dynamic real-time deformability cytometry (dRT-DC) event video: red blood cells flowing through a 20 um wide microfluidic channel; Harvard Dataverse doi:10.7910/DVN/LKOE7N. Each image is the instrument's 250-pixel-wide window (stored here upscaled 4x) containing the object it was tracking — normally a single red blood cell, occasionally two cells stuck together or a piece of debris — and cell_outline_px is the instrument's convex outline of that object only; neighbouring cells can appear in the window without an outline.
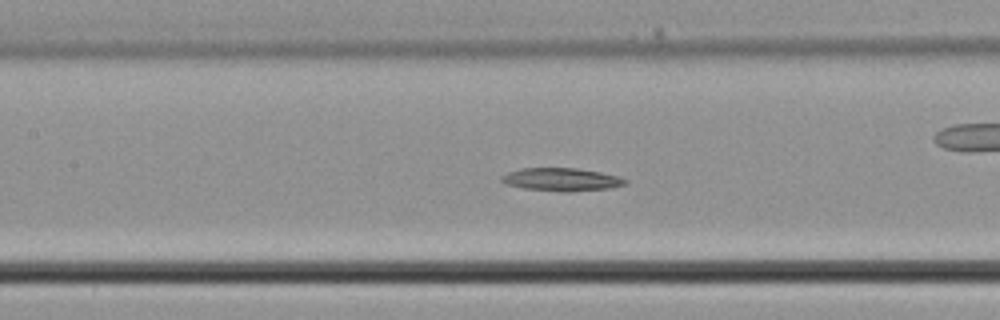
{"species": "common noctule bat (a hibernating species)", "species_latin": "Nyctalus noctula", "temperature_condition": "cold", "stored_images_in_passage": 38, "camera_frame_rate_fps": 3000, "um_per_image_px": 0.085, "animal": {"sex": "male", "body_mass_g": 21.5, "forearm_length_mm": 52.0}, "frame": {"image": 1, "passage_image": 17, "time_ms": 5.333, "image_size_px": [1000, 320], "cell_outline_px": [[628, 184], [608, 188], [572, 192], [564, 192], [524, 188], [508, 184], [500, 180], [500, 176], [508, 172], [520, 168], [576, 168], [600, 172], [620, 176], [628, 180]], "centroid_in_image_um": [47.76, 15.25], "position_along_channel_um": 159.6, "area_um2": 16.65}}